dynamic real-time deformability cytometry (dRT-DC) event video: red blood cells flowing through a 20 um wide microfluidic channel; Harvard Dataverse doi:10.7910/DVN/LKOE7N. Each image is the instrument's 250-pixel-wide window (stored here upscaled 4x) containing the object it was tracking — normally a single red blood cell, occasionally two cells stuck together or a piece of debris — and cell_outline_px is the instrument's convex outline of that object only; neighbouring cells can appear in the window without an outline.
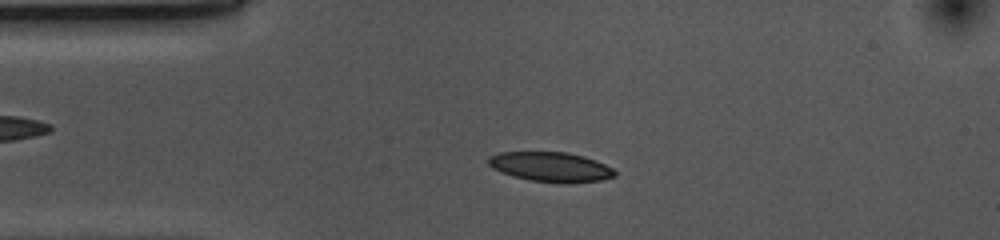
{"species": "common noctule bat (a hibernating species)", "species_latin": "Nyctalus noctula", "temperature_condition": "cold", "stored_images_in_passage": 48, "camera_frame_rate_fps": 3000, "um_per_image_px": 0.085, "animal": {"sex": "female", "body_mass_g": 10.0, "forearm_length_mm": 53.1}, "frame": {"image": 1, "passage_image": 10, "time_ms": 3.0, "image_size_px": [1000, 240], "cell_outline_px": [[616, 176], [600, 180], [564, 184], [532, 180], [512, 176], [500, 172], [492, 168], [488, 164], [488, 156], [500, 152], [568, 152], [584, 156], [596, 160], [612, 168], [616, 172]], "centroid_in_image_um": [46.8, 14.18], "position_along_channel_um": 38.2, "area_um2": 22.02}}
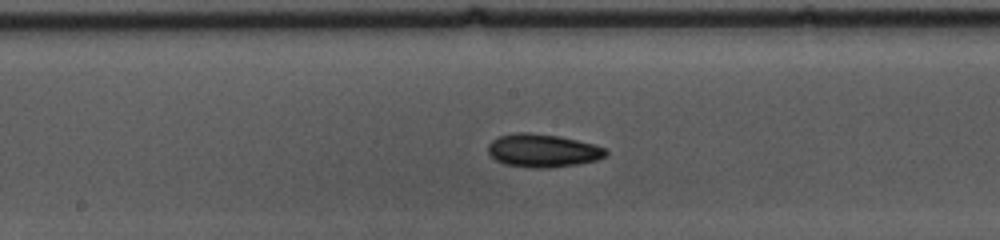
{"frame": {"image": 2, "passage_image": 25, "time_ms": 8.0, "image_size_px": [1000, 240], "cell_outline_px": [[608, 152], [604, 156], [596, 160], [576, 164], [548, 168], [532, 168], [504, 164], [496, 160], [488, 152], [488, 144], [492, 140], [500, 136], [516, 132], [532, 132], [560, 136], [592, 144], [604, 148]], "centroid_in_image_um": [46.09, 12.79], "position_along_channel_um": 202.1, "area_um2": 22.66}}
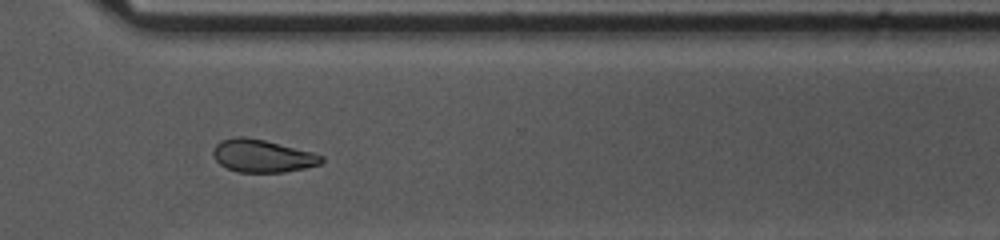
{"frame": {"image": 3, "passage_image": 37, "time_ms": 12.0, "image_size_px": [1000, 240], "cell_outline_px": [[324, 160], [320, 164], [304, 168], [284, 172], [236, 172], [220, 164], [216, 160], [212, 152], [216, 144], [220, 140], [232, 136], [244, 136], [264, 140], [312, 152], [324, 156]], "centroid_in_image_um": [22.28, 13.24], "position_along_channel_um": 348.3, "area_um2": 20.63}, "authors_computed_cell_mechanics": {"area_um2": 21.6461, "velocity_mm_per_s": 3.6651, "shape_relaxation_time_tau1_ms": 4.7022, "shape_relaxation_time_tau2_ms": 9.4221, "deformation_change_tau1": 0.1072, "deformation_change_tau2": 0.1586}}